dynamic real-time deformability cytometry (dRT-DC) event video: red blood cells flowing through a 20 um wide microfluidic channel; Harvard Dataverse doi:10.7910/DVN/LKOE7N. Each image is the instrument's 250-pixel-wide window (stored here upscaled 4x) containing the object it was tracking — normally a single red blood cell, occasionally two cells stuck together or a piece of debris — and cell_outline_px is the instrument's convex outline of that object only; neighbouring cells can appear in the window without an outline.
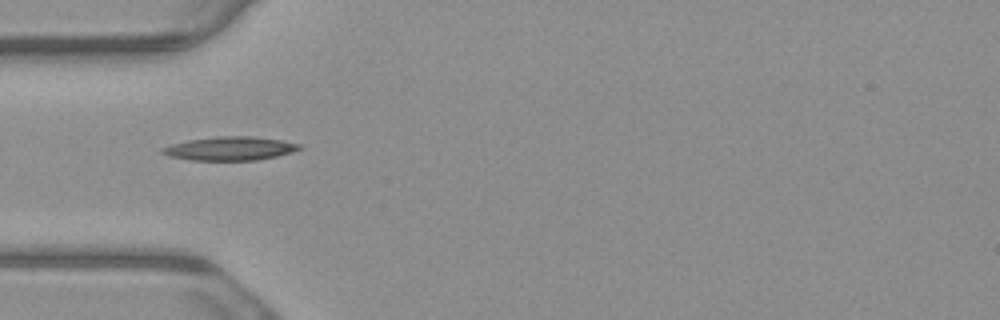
{"species": "common noctule bat (a hibernating species)", "species_latin": "Nyctalus noctula", "temperature_condition": "warm", "stored_images_in_passage": 7, "camera_frame_rate_fps": 3000, "um_per_image_px": 0.085, "animal": {"sex": "male", "body_mass_g": 23.1, "forearm_length_mm": 52.7}, "frame": {"image": 1, "passage_image": 5, "time_ms": 1.333, "image_size_px": [1000, 320], "cell_outline_px": [[304, 148], [292, 152], [276, 156], [256, 160], [192, 160], [168, 156], [160, 152], [160, 148], [172, 144], [188, 140], [216, 136], [252, 136], [280, 140], [300, 144]], "centroid_in_image_um": [19.54, 12.62], "position_along_channel_um": 65.5, "area_um2": 18.9}}
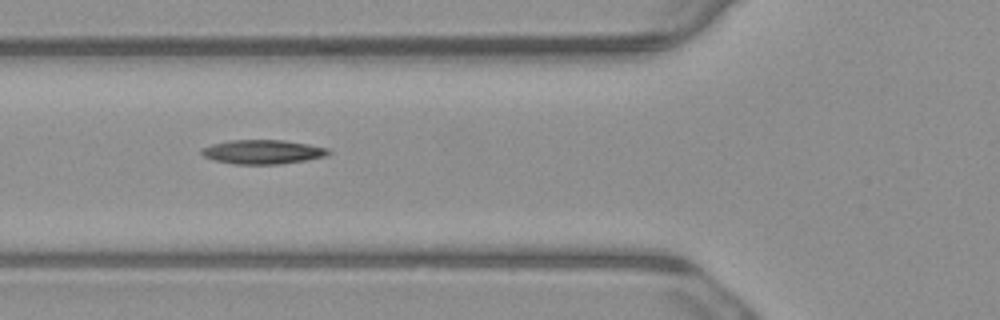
{"frame": {"image": 2, "passage_image": 6, "time_ms": 1.667, "image_size_px": [1000, 320], "cell_outline_px": [[332, 152], [324, 156], [304, 160], [280, 164], [232, 164], [216, 160], [204, 156], [200, 152], [204, 148], [212, 144], [228, 140], [284, 140], [308, 144], [328, 148]], "centroid_in_image_um": [22.34, 12.9], "position_along_channel_um": 103.5, "area_um2": 17.69}}
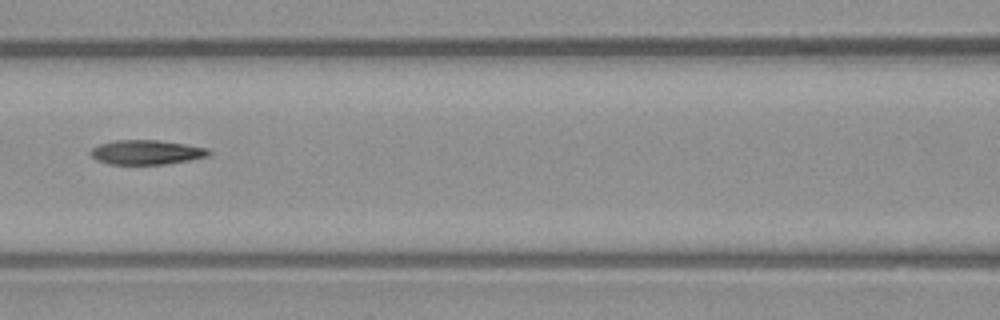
{"frame": {"image": 3, "passage_image": 7, "time_ms": 2.0, "image_size_px": [1000, 320], "cell_outline_px": [[212, 152], [208, 156], [188, 160], [164, 164], [108, 164], [96, 160], [88, 152], [92, 148], [100, 144], [112, 140], [160, 140], [208, 148]], "centroid_in_image_um": [12.42, 12.94], "position_along_channel_um": 154.2, "area_um2": 16.88}}